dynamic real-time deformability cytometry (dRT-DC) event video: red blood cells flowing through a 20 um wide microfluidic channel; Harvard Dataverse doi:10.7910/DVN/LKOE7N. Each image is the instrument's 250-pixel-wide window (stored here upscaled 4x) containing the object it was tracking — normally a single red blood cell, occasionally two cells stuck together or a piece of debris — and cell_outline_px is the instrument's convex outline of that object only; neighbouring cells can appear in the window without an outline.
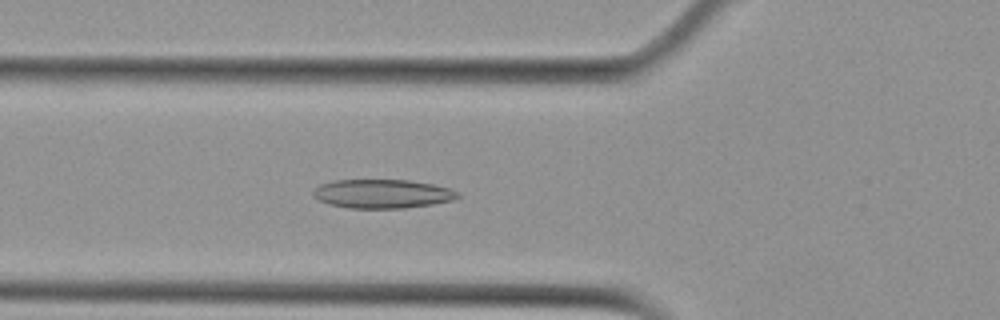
{"species": "Egyptian fruit bat (a non-hibernating species)", "species_latin": "Rousettus aegyptiacus", "temperature_condition": "cold", "stored_images_in_passage": 53, "camera_frame_rate_fps": 3000, "um_per_image_px": 0.085, "animal": {"sex": "female"}, "frame": {"image": 1, "passage_image": 19, "time_ms": 6.0, "image_size_px": [1000, 320], "cell_outline_px": [[460, 196], [456, 200], [432, 204], [404, 208], [348, 208], [328, 204], [312, 196], [312, 188], [320, 184], [332, 180], [408, 180], [432, 184], [448, 188], [460, 192]], "centroid_in_image_um": [32.48, 16.47], "position_along_channel_um": 93.3, "area_um2": 24.57}}
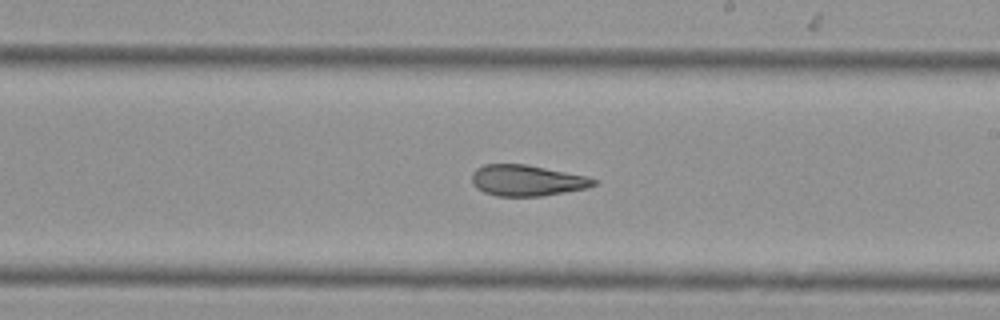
{"frame": {"image": 2, "passage_image": 31, "time_ms": 10.0, "image_size_px": [1000, 320], "cell_outline_px": [[596, 184], [588, 188], [540, 196], [496, 196], [484, 192], [476, 188], [472, 184], [472, 172], [476, 168], [484, 164], [524, 164], [588, 176], [596, 180]], "centroid_in_image_um": [44.76, 15.34], "position_along_channel_um": 244.2, "area_um2": 22.02}}
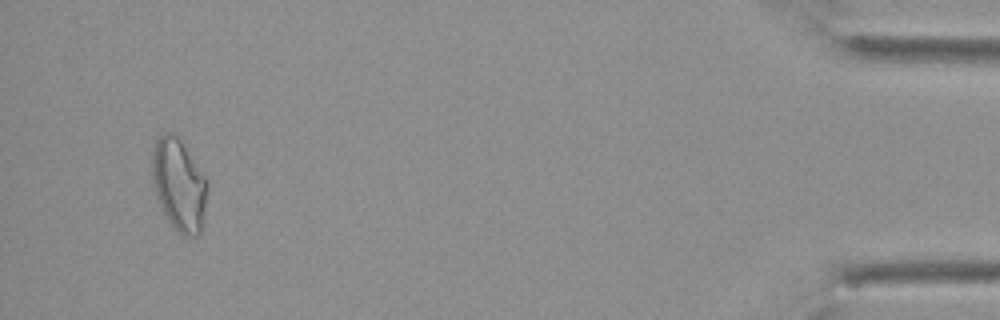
{"frame": {"image": 3, "passage_image": 51, "time_ms": 16.667, "image_size_px": [1000, 320], "cell_outline_px": [[208, 188], [200, 232], [196, 236], [184, 236], [176, 232], [172, 228], [156, 196], [152, 180], [152, 156], [156, 140], [164, 132], [172, 132], [180, 140], [208, 180]], "centroid_in_image_um": [15.21, 15.72], "position_along_channel_um": 420.0, "area_um2": 29.48}, "authors_computed_cell_mechanics": {"area_um2": 25.3742, "velocity_mm_per_s": 3.7684, "shape_relaxation_time_tau1_ms": null, "shape_relaxation_time_tau2_ms": 3.1019, "deformation_change_tau1": null, "deformation_change_tau2": 0.1054}}